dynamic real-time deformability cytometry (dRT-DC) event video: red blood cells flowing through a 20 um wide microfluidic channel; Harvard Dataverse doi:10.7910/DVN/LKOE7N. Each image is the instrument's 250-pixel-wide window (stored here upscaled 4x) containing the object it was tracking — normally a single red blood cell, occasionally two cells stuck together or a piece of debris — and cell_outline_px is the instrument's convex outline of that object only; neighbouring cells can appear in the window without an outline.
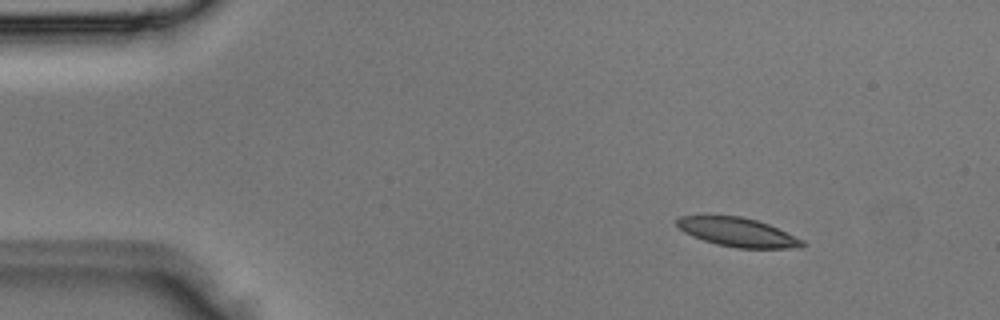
{"species": "Egyptian fruit bat (a non-hibernating species)", "species_latin": "Rousettus aegyptiacus", "temperature_condition": "room temperature", "stored_images_in_passage": 3, "camera_frame_rate_fps": 3000, "um_per_image_px": 0.085, "animal": {"sex": "male"}, "frame": {"image": 1, "passage_image": 1, "time_ms": 0.0, "image_size_px": [1000, 320], "cell_outline_px": [[804, 244], [796, 248], [736, 248], [716, 244], [692, 236], [684, 232], [676, 224], [676, 220], [680, 216], [740, 216], [756, 220], [768, 224], [804, 240]], "centroid_in_image_um": [62.69, 19.74], "position_along_channel_um": 22.3, "area_um2": 20.87}}
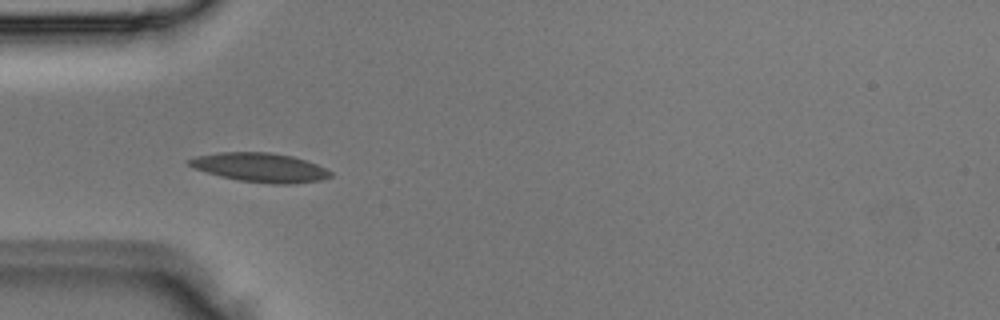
{"frame": {"image": 2, "passage_image": 3, "time_ms": 0.667, "image_size_px": [1000, 320], "cell_outline_px": [[332, 176], [320, 180], [296, 184], [272, 184], [240, 180], [220, 176], [196, 168], [188, 164], [188, 160], [196, 156], [220, 152], [268, 152], [292, 156], [316, 164], [332, 172]], "centroid_in_image_um": [22.14, 14.24], "position_along_channel_um": 62.9, "area_um2": 23.7}}